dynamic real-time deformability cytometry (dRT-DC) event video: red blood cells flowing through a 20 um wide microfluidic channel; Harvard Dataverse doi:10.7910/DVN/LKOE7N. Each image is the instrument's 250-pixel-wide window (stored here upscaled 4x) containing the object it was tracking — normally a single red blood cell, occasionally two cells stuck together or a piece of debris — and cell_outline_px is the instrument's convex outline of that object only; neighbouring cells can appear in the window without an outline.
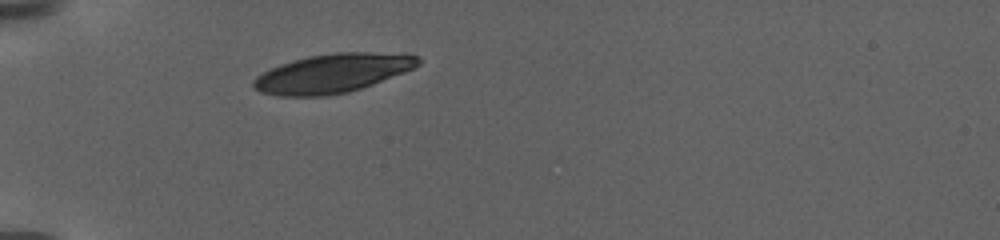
{"species": "human", "species_latin": "Homo sapiens", "temperature_condition": "warm", "stored_images_in_passage": 29, "camera_frame_rate_fps": 3000, "um_per_image_px": 0.085, "donor": {"sex": "female"}, "frame": {"image": 1, "passage_image": 1, "time_ms": 0.0, "image_size_px": [1000, 240], "cell_outline_px": [[420, 64], [404, 72], [372, 84], [348, 92], [324, 96], [276, 96], [260, 92], [252, 84], [252, 80], [256, 76], [280, 64], [292, 60], [308, 56], [336, 52], [408, 52], [420, 56]], "centroid_in_image_um": [28.3, 6.21], "position_along_channel_um": 56.7, "area_um2": 37.57}}
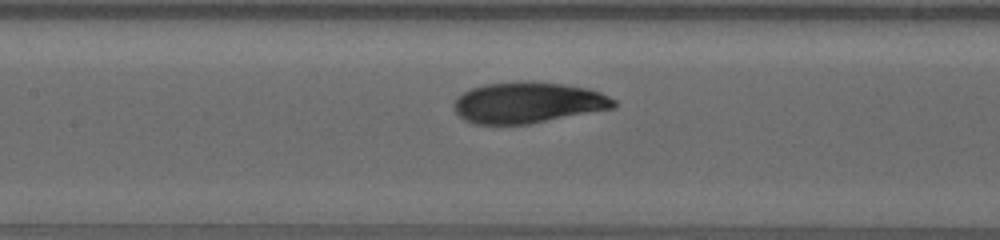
{"frame": {"image": 2, "passage_image": 11, "time_ms": 4.333, "image_size_px": [1000, 240], "cell_outline_px": [[616, 104], [612, 108], [528, 124], [476, 124], [464, 120], [456, 112], [456, 100], [464, 92], [472, 88], [484, 84], [516, 80], [536, 80], [564, 84], [588, 88], [600, 92], [616, 100]], "centroid_in_image_um": [44.89, 8.69], "position_along_channel_um": 162.5, "area_um2": 38.21}}
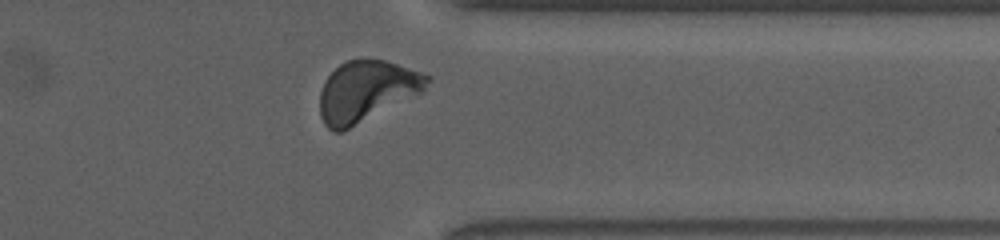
{"frame": {"image": 3, "passage_image": 26, "time_ms": 12.0, "image_size_px": [1000, 240], "cell_outline_px": [[432, 76], [424, 92], [340, 132], [332, 132], [324, 124], [320, 116], [320, 92], [324, 80], [340, 64], [348, 60], [384, 60]], "centroid_in_image_um": [31.15, 7.76], "position_along_channel_um": 380.3, "area_um2": 37.74}, "authors_computed_cell_mechanics": {"area_um2": 37.57, "velocity_mm_per_s": 2.8632, "shape_relaxation_time_tau1_ms": 5.7594, "shape_relaxation_time_tau2_ms": 1.5974, "deformation_change_tau1": 0.1749, "deformation_change_tau2": 0.0623}}